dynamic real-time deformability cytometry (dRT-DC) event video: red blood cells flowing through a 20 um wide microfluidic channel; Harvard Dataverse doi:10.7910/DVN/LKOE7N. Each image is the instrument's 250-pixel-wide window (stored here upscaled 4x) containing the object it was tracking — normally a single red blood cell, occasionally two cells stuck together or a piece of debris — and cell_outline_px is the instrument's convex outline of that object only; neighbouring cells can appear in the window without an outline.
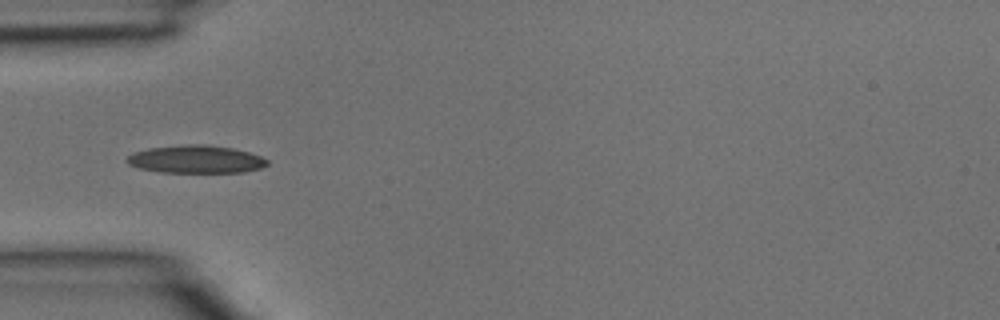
{"species": "common noctule bat (a hibernating species)", "species_latin": "Nyctalus noctula", "temperature_condition": "room temperature", "stored_images_in_passage": 39, "camera_frame_rate_fps": 3000, "um_per_image_px": 0.085, "animal": {"sex": "male", "body_mass_g": 15.6}, "frame": {"image": 1, "passage_image": 12, "time_ms": 3.667, "image_size_px": [1000, 320], "cell_outline_px": [[268, 164], [260, 168], [244, 172], [160, 172], [140, 168], [128, 164], [124, 160], [132, 152], [148, 148], [184, 144], [208, 144], [232, 148], [248, 152], [260, 156], [268, 160]], "centroid_in_image_um": [16.62, 13.53], "position_along_channel_um": 68.4, "area_um2": 22.83}}
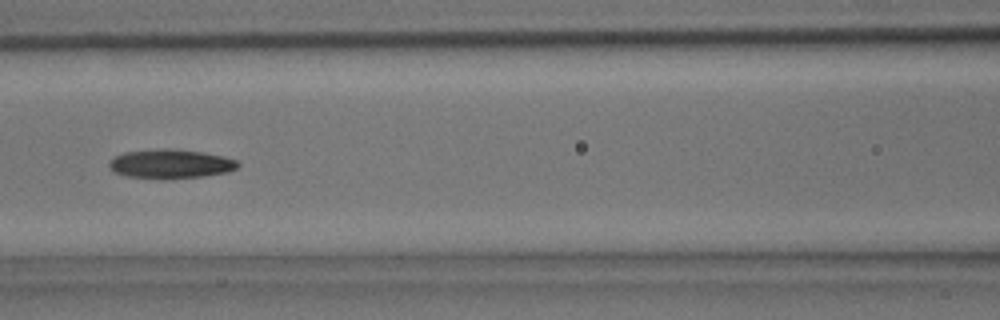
{"frame": {"image": 2, "passage_image": 17, "time_ms": 5.333, "image_size_px": [1000, 320], "cell_outline_px": [[240, 164], [236, 168], [228, 172], [204, 176], [164, 180], [160, 180], [128, 176], [116, 172], [108, 164], [116, 156], [124, 152], [164, 148], [168, 148], [200, 152], [224, 156], [236, 160]], "centroid_in_image_um": [14.53, 13.94], "position_along_channel_um": 152.1, "area_um2": 21.85}}
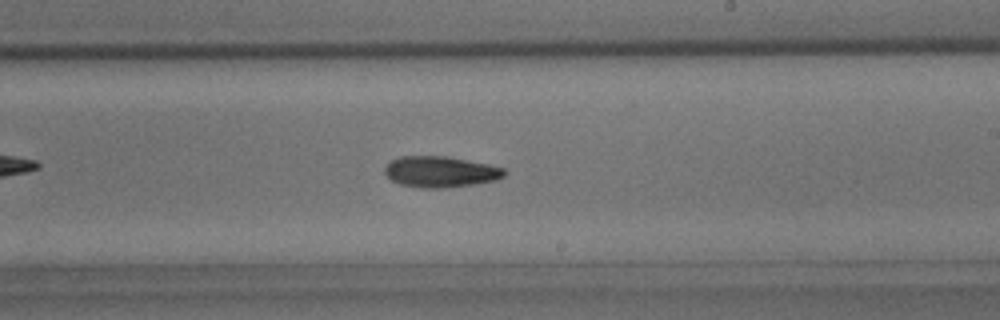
{"frame": {"image": 3, "passage_image": 23, "time_ms": 7.333, "image_size_px": [1000, 320], "cell_outline_px": [[508, 172], [504, 176], [496, 180], [472, 184], [440, 188], [420, 188], [400, 184], [392, 180], [384, 172], [384, 168], [392, 160], [400, 156], [448, 156], [488, 164], [504, 168]], "centroid_in_image_um": [37.45, 14.59], "position_along_channel_um": 251.6, "area_um2": 21.56}}